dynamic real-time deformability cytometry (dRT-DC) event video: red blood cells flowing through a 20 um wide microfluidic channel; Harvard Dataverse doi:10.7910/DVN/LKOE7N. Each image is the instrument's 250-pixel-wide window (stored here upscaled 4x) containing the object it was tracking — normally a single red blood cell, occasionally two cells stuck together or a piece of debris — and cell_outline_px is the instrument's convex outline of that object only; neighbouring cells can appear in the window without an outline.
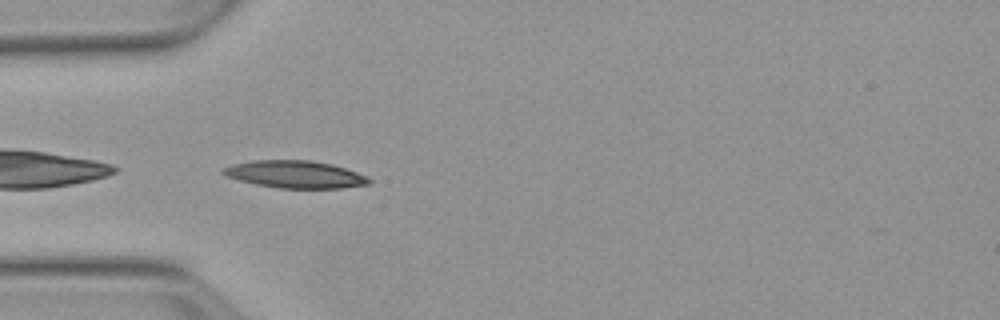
{"species": "Egyptian fruit bat (a non-hibernating species)", "species_latin": "Rousettus aegyptiacus", "temperature_condition": "warm", "stored_images_in_passage": 6, "camera_frame_rate_fps": 3000, "um_per_image_px": 0.085, "animal": {"sex": "female"}, "frame": {"image": 1, "passage_image": 4, "time_ms": 3.667, "image_size_px": [1000, 320], "cell_outline_px": [[372, 180], [368, 184], [340, 188], [280, 188], [256, 184], [240, 180], [228, 176], [220, 172], [224, 168], [232, 164], [252, 160], [312, 160], [332, 164], [368, 176]], "centroid_in_image_um": [25.1, 14.81], "position_along_channel_um": 59.9, "area_um2": 23.12}}
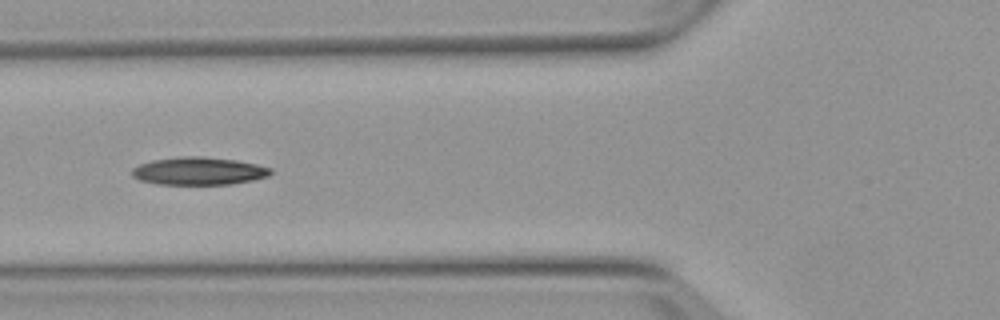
{"frame": {"image": 2, "passage_image": 5, "time_ms": 5.0, "image_size_px": [1000, 320], "cell_outline_px": [[272, 172], [268, 176], [252, 180], [232, 184], [156, 184], [140, 180], [132, 176], [132, 168], [140, 164], [152, 160], [184, 156], [200, 156], [236, 160], [256, 164], [272, 168]], "centroid_in_image_um": [16.89, 14.54], "position_along_channel_um": 108.9, "area_um2": 22.37}}
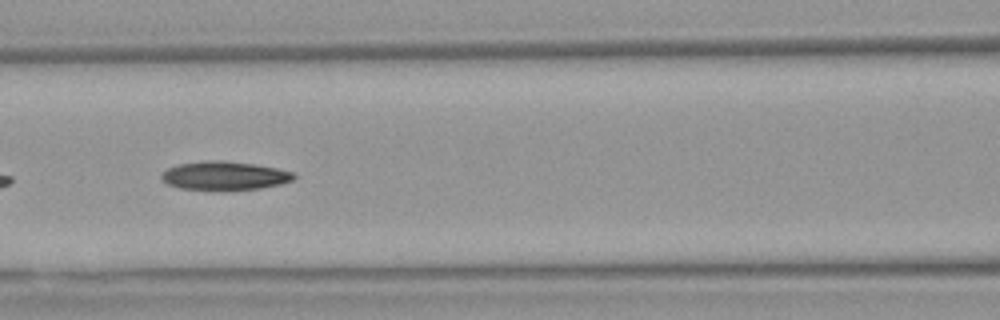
{"frame": {"image": 3, "passage_image": 6, "time_ms": 6.0, "image_size_px": [1000, 320], "cell_outline_px": [[296, 176], [292, 180], [280, 184], [260, 188], [180, 188], [168, 184], [160, 176], [168, 168], [176, 164], [208, 160], [224, 160], [256, 164], [276, 168], [292, 172]], "centroid_in_image_um": [19.09, 14.89], "position_along_channel_um": 147.5, "area_um2": 21.39}}